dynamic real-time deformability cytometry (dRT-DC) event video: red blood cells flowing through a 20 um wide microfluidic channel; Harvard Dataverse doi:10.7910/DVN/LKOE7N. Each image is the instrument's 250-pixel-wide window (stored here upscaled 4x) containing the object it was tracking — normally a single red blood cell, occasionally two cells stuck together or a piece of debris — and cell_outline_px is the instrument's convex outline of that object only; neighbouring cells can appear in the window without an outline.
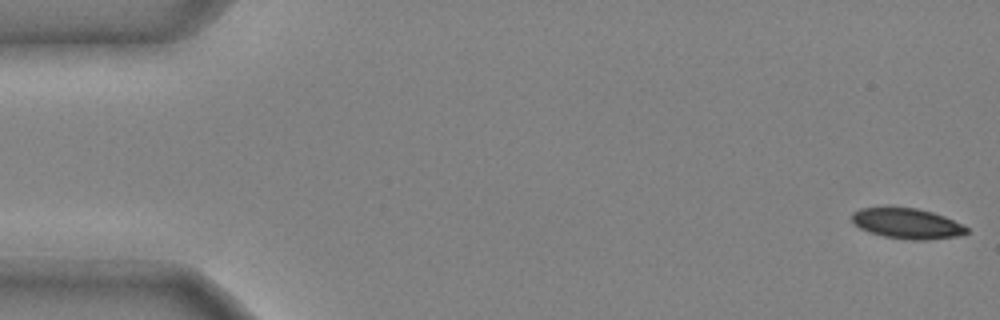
{"species": "common noctule bat (a hibernating species)", "species_latin": "Nyctalus noctula", "temperature_condition": "cold", "stored_images_in_passage": 48, "camera_frame_rate_fps": 3000, "um_per_image_px": 0.085, "animal": {"sex": "male", "body_mass_g": 20.4}, "frame": {"image": 1, "passage_image": 1, "time_ms": 0.0, "image_size_px": [1000, 320], "cell_outline_px": [[968, 232], [956, 236], [928, 240], [912, 240], [884, 236], [860, 228], [852, 220], [852, 212], [860, 208], [916, 208], [932, 212], [944, 216], [968, 228]], "centroid_in_image_um": [77.1, 19.0], "position_along_channel_um": 7.9, "area_um2": 19.88}}
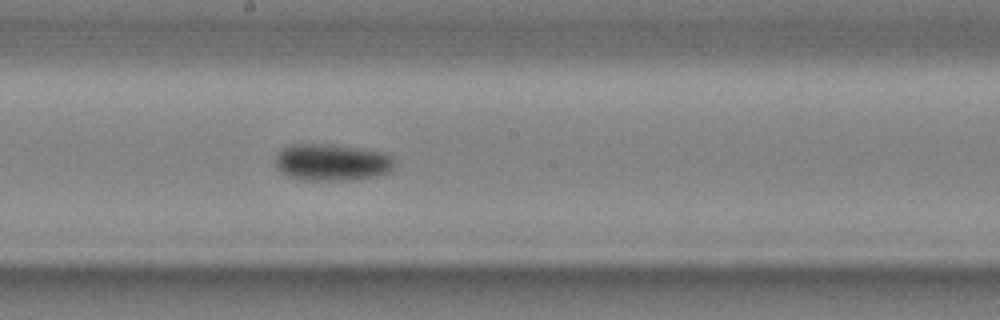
{"frame": {"image": 2, "passage_image": 27, "time_ms": 8.667, "image_size_px": [1000, 320], "cell_outline_px": [[396, 168], [392, 172], [380, 176], [352, 180], [304, 180], [288, 176], [280, 172], [276, 168], [276, 152], [280, 148], [292, 144], [324, 144], [356, 148], [384, 152], [392, 156], [396, 164]], "centroid_in_image_um": [28.24, 13.81], "position_along_channel_um": 220.0, "area_um2": 26.07}}
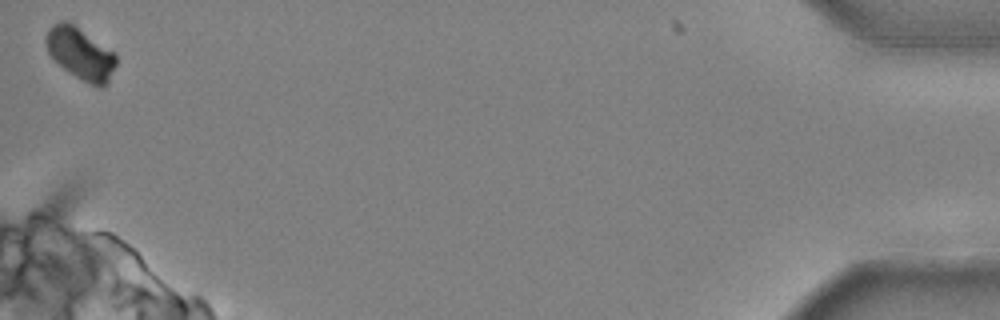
{"frame": {"image": 3, "passage_image": 48, "time_ms": 15.667, "image_size_px": [1000, 320], "cell_outline_px": [[116, 64], [108, 84], [104, 88], [100, 88], [76, 76], [64, 68], [48, 52], [44, 44], [44, 36], [48, 28], [52, 24], [60, 20], [64, 20], [72, 24], [116, 52]], "centroid_in_image_um": [6.84, 4.53], "position_along_channel_um": 428.4, "area_um2": 21.21}, "authors_computed_cell_mechanics": {"area_um2": 23.2067, "velocity_mm_per_s": 3.9724, "shape_relaxation_time_tau1_ms": 3.6998, "shape_relaxation_time_tau2_ms": null, "deformation_change_tau1": 0.1201, "deformation_change_tau2": null}}